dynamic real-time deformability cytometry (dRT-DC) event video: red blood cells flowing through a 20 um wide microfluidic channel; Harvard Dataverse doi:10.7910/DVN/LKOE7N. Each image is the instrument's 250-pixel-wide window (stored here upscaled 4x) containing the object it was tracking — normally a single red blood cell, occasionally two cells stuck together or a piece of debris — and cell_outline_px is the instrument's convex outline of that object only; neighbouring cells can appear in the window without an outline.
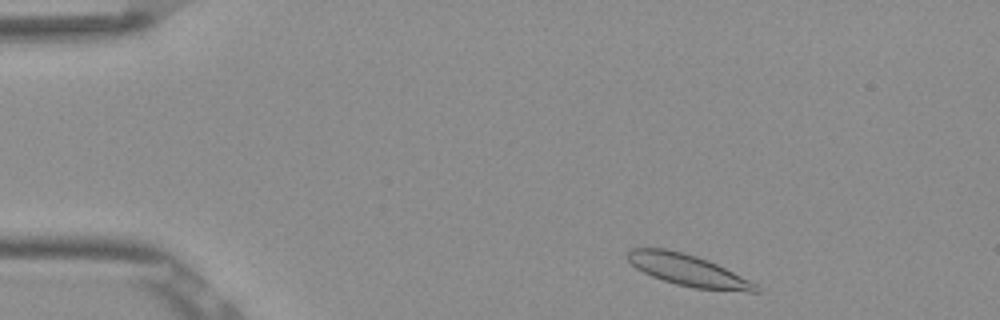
{"species": "Egyptian fruit bat (a non-hibernating species)", "species_latin": "Rousettus aegyptiacus", "temperature_condition": "room temperature", "stored_images_in_passage": 47, "camera_frame_rate_fps": 3000, "um_per_image_px": 0.085, "frame": {"image": 1, "passage_image": 2, "time_ms": 0.333, "image_size_px": [1000, 320], "cell_outline_px": [[764, 292], [748, 292], [692, 288], [676, 284], [652, 276], [636, 268], [628, 260], [628, 252], [632, 248], [664, 248], [696, 256], [708, 260], [756, 284]], "centroid_in_image_um": [58.5, 22.99], "position_along_channel_um": 26.5, "area_um2": 23.24}}
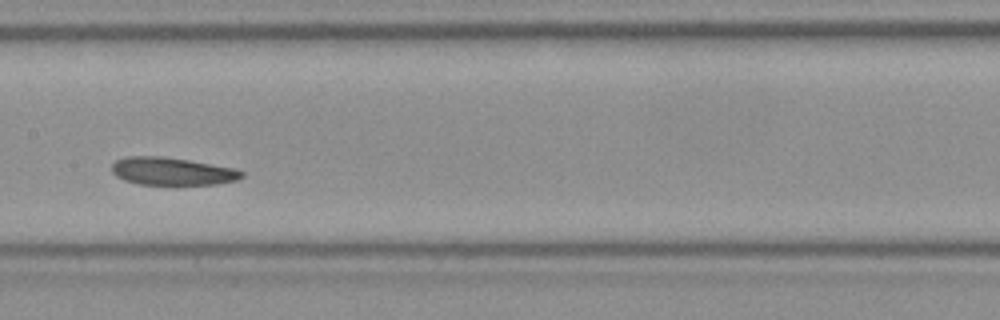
{"frame": {"image": 2, "passage_image": 21, "time_ms": 6.667, "image_size_px": [1000, 320], "cell_outline_px": [[244, 176], [236, 180], [216, 184], [140, 184], [124, 180], [116, 176], [112, 172], [112, 164], [116, 160], [124, 156], [160, 156], [188, 160], [232, 168], [244, 172]], "centroid_in_image_um": [14.59, 14.55], "position_along_channel_um": 192.8, "area_um2": 20.75}}
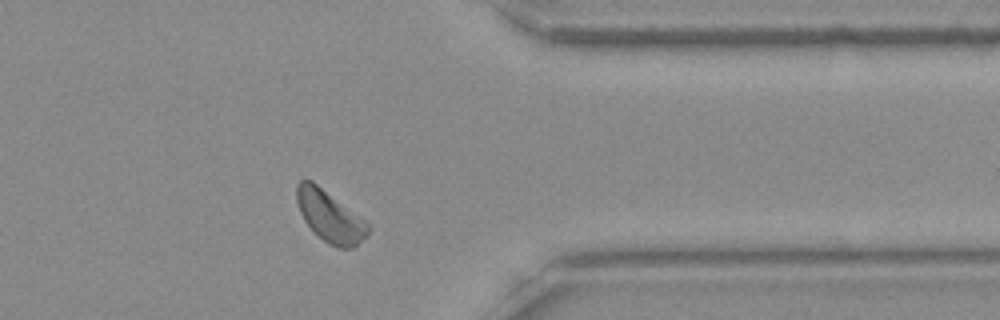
{"frame": {"image": 3, "passage_image": 37, "time_ms": 12.0, "image_size_px": [1000, 320], "cell_outline_px": [[372, 228], [368, 236], [352, 248], [340, 248], [328, 244], [304, 220], [300, 212], [296, 200], [296, 184], [300, 180], [312, 180], [364, 220]], "centroid_in_image_um": [28.05, 18.39], "position_along_channel_um": 383.4, "area_um2": 20.98}, "authors_computed_cell_mechanics": {"area_um2": 21.6172, "velocity_mm_per_s": 3.7824, "shape_relaxation_time_tau1_ms": 5.3558, "shape_relaxation_time_tau2_ms": 1.942, "deformation_change_tau1": 0.089, "deformation_change_tau2": 0.0664}}